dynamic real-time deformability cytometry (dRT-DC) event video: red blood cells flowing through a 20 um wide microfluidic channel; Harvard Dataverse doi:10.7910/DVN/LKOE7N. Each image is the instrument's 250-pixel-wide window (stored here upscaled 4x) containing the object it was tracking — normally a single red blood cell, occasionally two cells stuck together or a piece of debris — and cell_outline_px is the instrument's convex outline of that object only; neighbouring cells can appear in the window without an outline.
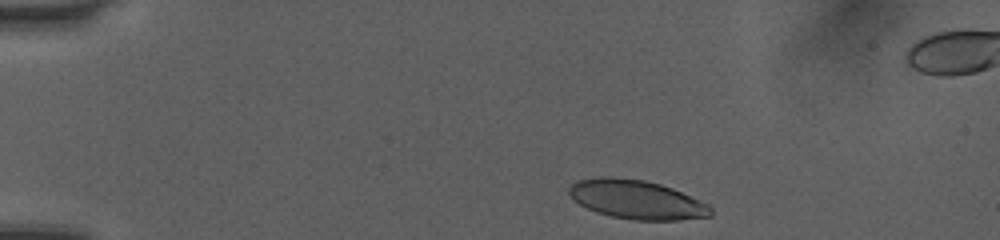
{"species": "human", "species_latin": "Homo sapiens", "temperature_condition": "room temperature", "stored_images_in_passage": 35, "camera_frame_rate_fps": 3000, "um_per_image_px": 0.085, "donor": {"sex": "female"}, "frame": {"image": 1, "passage_image": 2, "time_ms": 0.333, "image_size_px": [1000, 240], "cell_outline_px": [[712, 216], [680, 220], [632, 220], [612, 216], [596, 212], [572, 200], [568, 192], [568, 188], [576, 180], [600, 176], [612, 176], [644, 180], [660, 184], [672, 188], [708, 204], [712, 208]], "centroid_in_image_um": [54.09, 16.95], "position_along_channel_um": 30.9, "area_um2": 32.31}}
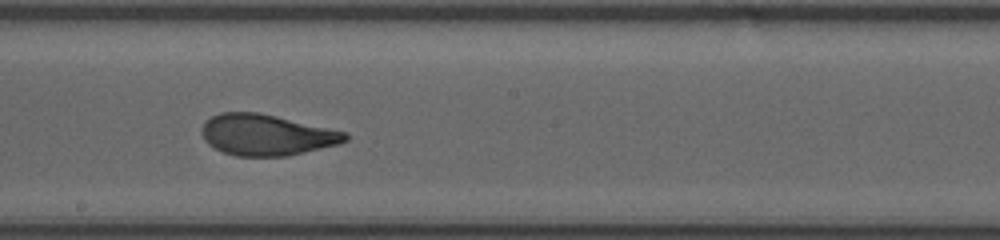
{"frame": {"image": 2, "passage_image": 18, "time_ms": 5.667, "image_size_px": [1000, 240], "cell_outline_px": [[348, 140], [340, 144], [288, 156], [236, 156], [224, 152], [208, 144], [204, 140], [204, 124], [212, 116], [220, 112], [256, 112], [276, 116], [348, 132]], "centroid_in_image_um": [22.71, 11.47], "position_along_channel_um": 225.5, "area_um2": 34.1}}
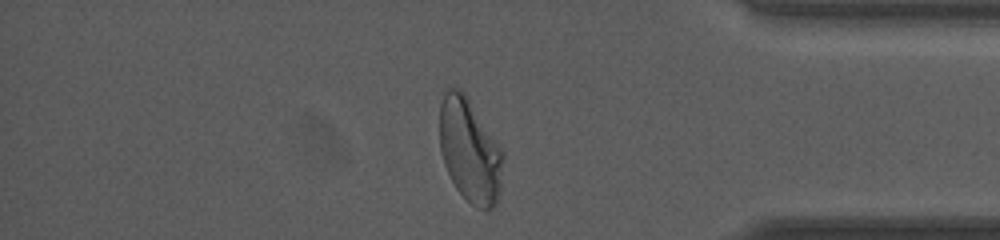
{"frame": {"image": 3, "passage_image": 30, "time_ms": 9.667, "image_size_px": [1000, 240], "cell_outline_px": [[504, 160], [496, 204], [492, 208], [480, 208], [472, 204], [456, 188], [444, 164], [440, 152], [440, 104], [444, 92], [448, 88], [460, 88], [504, 152]], "centroid_in_image_um": [39.91, 12.79], "position_along_channel_um": 395.3, "area_um2": 37.69}, "authors_computed_cell_mechanics": {"area_um2": 34.3332, "velocity_mm_per_s": 4.1163, "shape_relaxation_time_tau1_ms": 2.7452, "shape_relaxation_time_tau2_ms": 0.5956, "deformation_change_tau1": 0.15, "deformation_change_tau2": 0.0518}}